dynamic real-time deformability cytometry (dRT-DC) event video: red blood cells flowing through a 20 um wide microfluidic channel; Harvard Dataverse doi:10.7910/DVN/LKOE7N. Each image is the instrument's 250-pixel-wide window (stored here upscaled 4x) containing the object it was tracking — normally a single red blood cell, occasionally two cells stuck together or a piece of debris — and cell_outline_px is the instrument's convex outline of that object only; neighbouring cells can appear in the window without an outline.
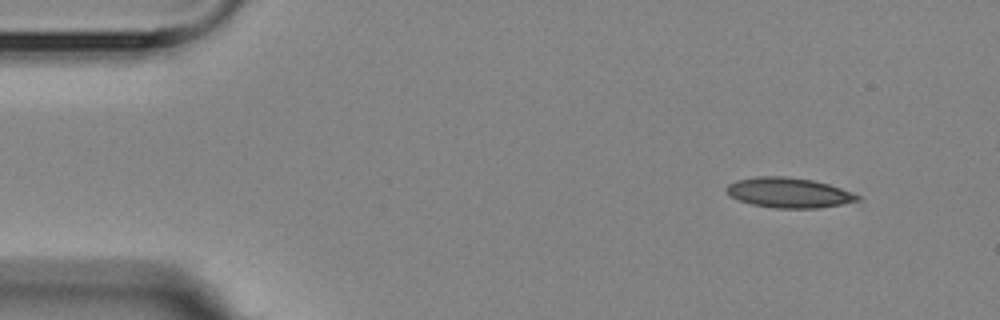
{"species": "Egyptian fruit bat (a non-hibernating species)", "species_latin": "Rousettus aegyptiacus", "temperature_condition": "room temperature", "stored_images_in_passage": 4, "camera_frame_rate_fps": 3000, "um_per_image_px": 0.085, "animal": {"sex": "female"}, "frame": {"image": 1, "passage_image": 1, "time_ms": 0.0, "image_size_px": [1000, 320], "cell_outline_px": [[860, 200], [840, 204], [816, 208], [776, 208], [752, 204], [740, 200], [732, 196], [728, 192], [728, 184], [736, 180], [756, 176], [784, 176], [812, 180], [828, 184], [852, 192], [860, 196]], "centroid_in_image_um": [67.06, 16.37], "position_along_channel_um": 17.9, "area_um2": 22.6}}
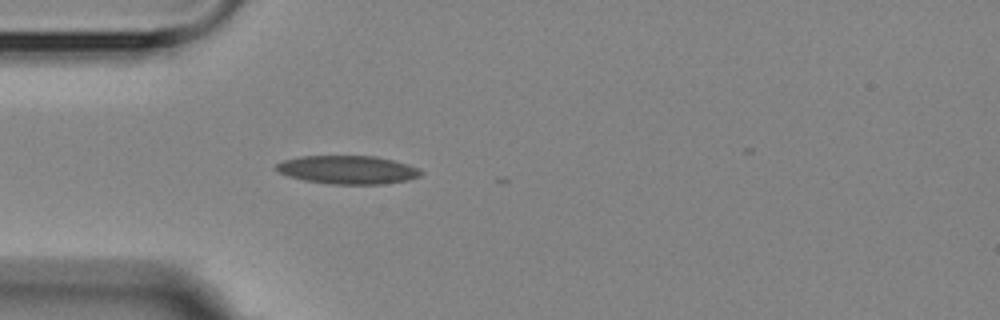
{"frame": {"image": 2, "passage_image": 4, "time_ms": 3.333, "image_size_px": [1000, 320], "cell_outline_px": [[424, 172], [420, 176], [408, 180], [380, 184], [328, 184], [304, 180], [288, 176], [280, 172], [276, 168], [276, 164], [284, 160], [300, 156], [376, 156], [392, 160], [420, 168]], "centroid_in_image_um": [29.58, 14.43], "position_along_channel_um": 55.4, "area_um2": 23.87}}